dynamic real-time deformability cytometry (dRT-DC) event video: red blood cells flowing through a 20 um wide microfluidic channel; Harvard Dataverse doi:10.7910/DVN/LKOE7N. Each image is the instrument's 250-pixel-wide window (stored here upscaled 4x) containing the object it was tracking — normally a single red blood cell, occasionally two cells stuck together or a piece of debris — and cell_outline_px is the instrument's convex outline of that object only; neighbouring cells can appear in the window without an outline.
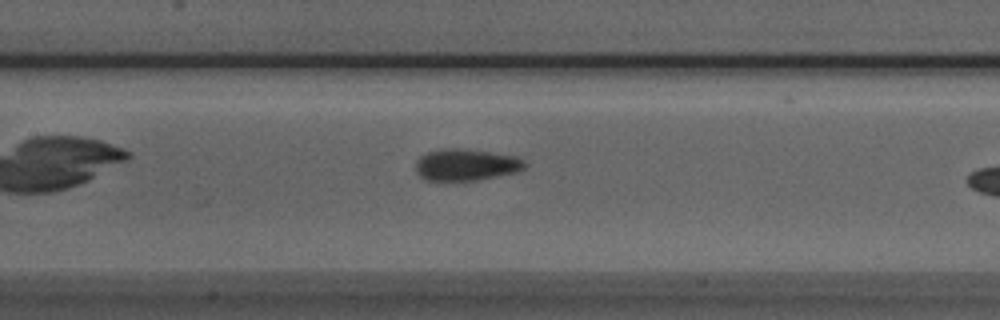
{"species": "Egyptian fruit bat (a non-hibernating species)", "species_latin": "Rousettus aegyptiacus", "temperature_condition": "room temperature", "stored_images_in_passage": 18, "camera_frame_rate_fps": 3000, "um_per_image_px": 0.085, "animal": {"sex": "male"}, "frame": {"image": 1, "passage_image": 16, "time_ms": 5.0, "image_size_px": [1000, 320], "cell_outline_px": [[528, 164], [524, 168], [516, 172], [476, 180], [436, 184], [424, 180], [416, 172], [416, 160], [420, 156], [436, 148], [460, 148], [516, 156], [524, 160]], "centroid_in_image_um": [39.52, 14.04], "position_along_channel_um": 167.9, "area_um2": 20.92}}